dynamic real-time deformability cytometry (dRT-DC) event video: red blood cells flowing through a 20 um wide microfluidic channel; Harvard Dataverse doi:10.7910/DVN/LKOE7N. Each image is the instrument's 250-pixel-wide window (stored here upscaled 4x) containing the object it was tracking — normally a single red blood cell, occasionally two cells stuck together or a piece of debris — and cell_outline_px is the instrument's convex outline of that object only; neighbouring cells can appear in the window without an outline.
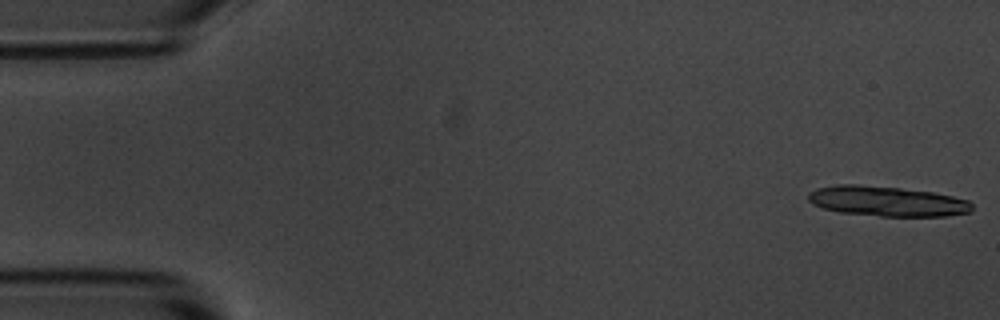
{"species": "common noctule bat (a hibernating species)", "species_latin": "Nyctalus noctula", "temperature_condition": "room temperature", "stored_images_in_passage": 15, "camera_frame_rate_fps": 3000, "um_per_image_px": 0.085, "animal": {"sex": "male", "body_mass_g": 20.1, "forearm_length_mm": 53.5}, "frame": {"image": 1, "passage_image": 1, "time_ms": 0.0, "image_size_px": [1000, 320], "cell_outline_px": [[972, 212], [948, 216], [880, 216], [840, 212], [824, 208], [812, 204], [808, 200], [808, 192], [816, 188], [836, 184], [856, 184], [900, 188], [932, 192], [952, 196], [968, 200], [972, 204]], "centroid_in_image_um": [75.39, 17.1], "position_along_channel_um": 9.6, "area_um2": 28.78}}
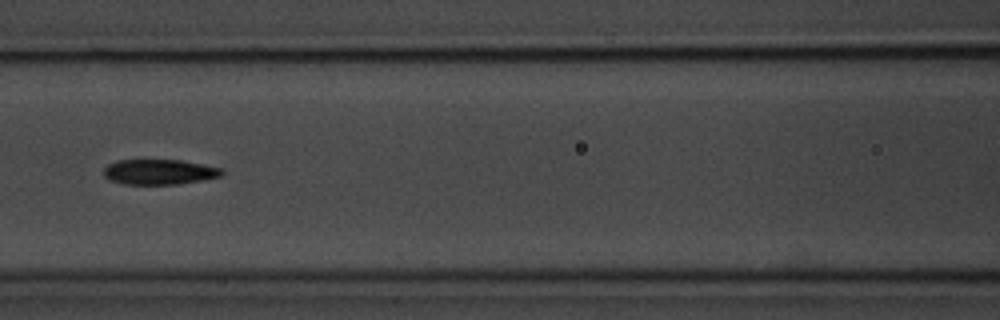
{"frame": {"image": 2, "passage_image": 7, "time_ms": 7.667, "image_size_px": [1000, 320], "cell_outline_px": [[224, 176], [180, 184], [124, 184], [108, 180], [104, 176], [104, 168], [108, 164], [116, 160], [180, 160], [220, 168], [224, 172]], "centroid_in_image_um": [13.52, 14.62], "position_along_channel_um": 153.1, "area_um2": 17.4}}
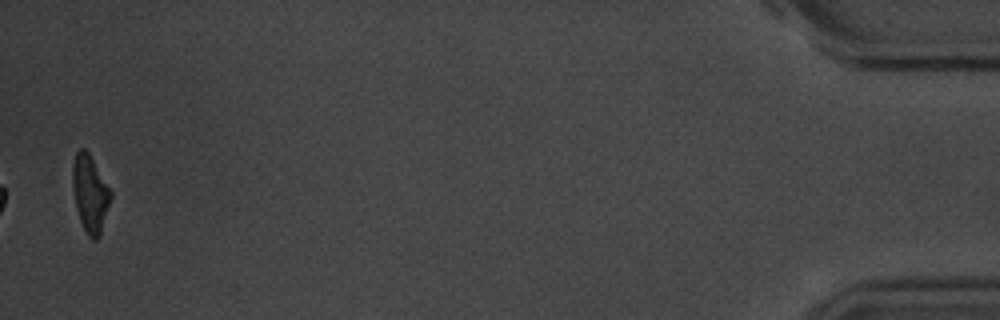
{"frame": {"image": 3, "passage_image": 15, "time_ms": 17.667, "image_size_px": [1000, 320], "cell_outline_px": [[112, 196], [100, 236], [96, 240], [92, 240], [88, 236], [80, 220], [76, 208], [72, 184], [72, 164], [76, 152], [80, 148], [84, 148], [88, 152], [112, 192]], "centroid_in_image_um": [7.65, 16.47], "position_along_channel_um": 427.5, "area_um2": 17.11}, "authors_computed_cell_mechanics": {"area_um2": 18.496, "velocity_mm_per_s": 3.6644, "shape_relaxation_time_tau1_ms": 4.8245, "shape_relaxation_time_tau2_ms": 9.5017, "deformation_change_tau1": 0.1675, "deformation_change_tau2": 0.1734}}